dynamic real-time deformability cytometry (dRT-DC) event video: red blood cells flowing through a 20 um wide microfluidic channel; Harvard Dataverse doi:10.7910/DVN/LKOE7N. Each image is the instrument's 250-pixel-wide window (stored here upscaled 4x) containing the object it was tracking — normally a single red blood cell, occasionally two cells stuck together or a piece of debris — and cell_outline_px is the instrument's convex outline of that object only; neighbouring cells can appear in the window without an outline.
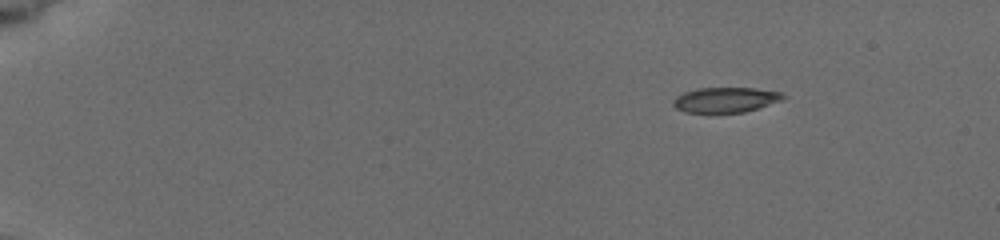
{"species": "common noctule bat (a hibernating species)", "species_latin": "Nyctalus noctula", "temperature_condition": "cold", "stored_images_in_passage": 5, "camera_frame_rate_fps": 3000, "um_per_image_px": 0.085, "animal": {"sex": "female", "body_mass_g": 19.5, "forearm_length_mm": 54.1}, "frame": {"image": 1, "passage_image": 1, "time_ms": 0.0, "image_size_px": [1000, 240], "cell_outline_px": [[784, 96], [780, 100], [744, 112], [684, 112], [676, 108], [672, 104], [672, 100], [676, 96], [684, 92], [696, 88], [756, 88], [784, 92]], "centroid_in_image_um": [61.62, 8.47], "position_along_channel_um": 23.4, "area_um2": 15.95}}
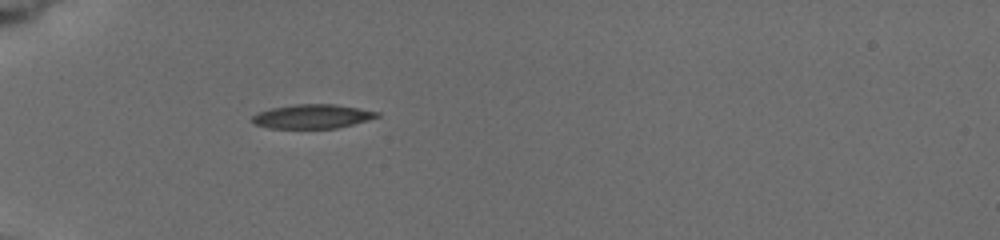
{"frame": {"image": 2, "passage_image": 5, "time_ms": 3.667, "image_size_px": [1000, 240], "cell_outline_px": [[380, 116], [352, 124], [336, 128], [268, 128], [256, 124], [252, 120], [252, 116], [260, 112], [272, 108], [296, 104], [336, 104], [380, 112]], "centroid_in_image_um": [26.56, 9.89], "position_along_channel_um": 58.4, "area_um2": 17.28}}